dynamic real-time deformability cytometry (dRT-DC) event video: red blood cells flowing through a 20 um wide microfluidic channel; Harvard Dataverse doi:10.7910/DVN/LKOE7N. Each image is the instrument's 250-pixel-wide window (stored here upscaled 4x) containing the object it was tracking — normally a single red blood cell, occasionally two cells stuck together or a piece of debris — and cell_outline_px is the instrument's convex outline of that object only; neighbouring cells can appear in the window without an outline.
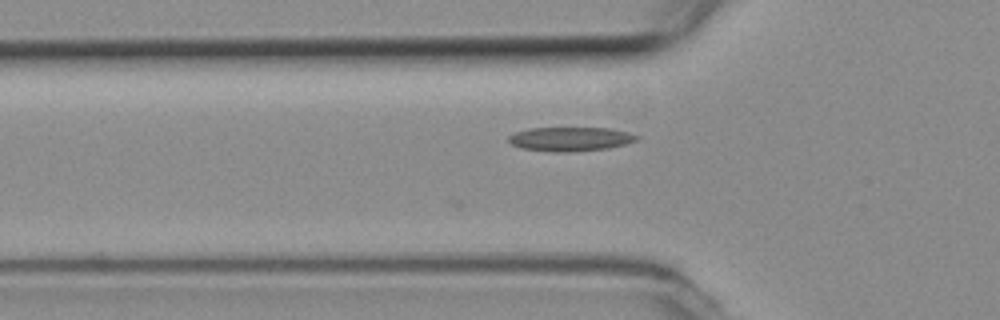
{"species": "common noctule bat (a hibernating species)", "species_latin": "Nyctalus noctula", "temperature_condition": "room temperature", "stored_images_in_passage": 34, "camera_frame_rate_fps": 3000, "um_per_image_px": 0.085, "animal": {"sex": "female", "body_mass_g": 19.3, "forearm_length_mm": 54.1}, "frame": {"image": 1, "passage_image": 4, "time_ms": 1.0, "image_size_px": [1000, 320], "cell_outline_px": [[640, 140], [608, 148], [568, 152], [552, 152], [520, 148], [512, 144], [508, 140], [508, 136], [516, 132], [528, 128], [608, 128], [628, 132], [640, 136]], "centroid_in_image_um": [48.48, 11.82], "position_along_channel_um": 77.3, "area_um2": 18.03}}
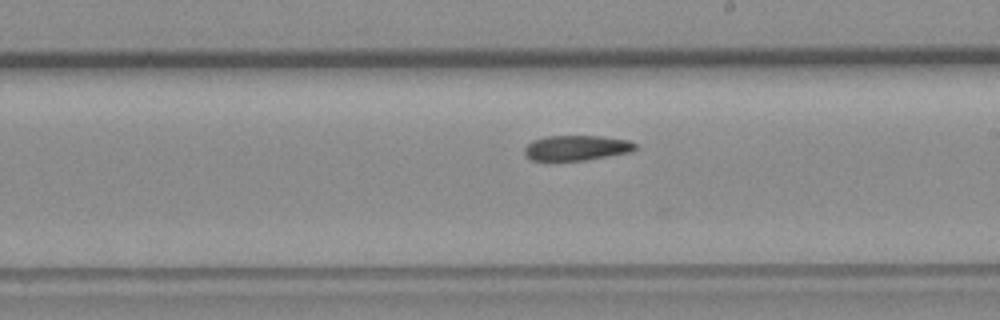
{"frame": {"image": 2, "passage_image": 17, "time_ms": 5.333, "image_size_px": [1000, 320], "cell_outline_px": [[640, 148], [632, 152], [588, 160], [532, 160], [524, 156], [524, 148], [532, 140], [548, 136], [600, 136], [628, 140], [636, 144]], "centroid_in_image_um": [49.04, 12.57], "position_along_channel_um": 240.0, "area_um2": 16.42}}
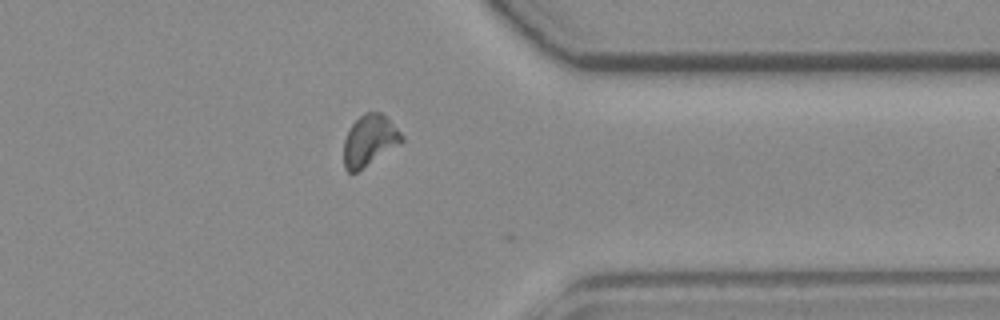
{"frame": {"image": 3, "passage_image": 29, "time_ms": 9.333, "image_size_px": [1000, 320], "cell_outline_px": [[404, 140], [400, 144], [356, 172], [348, 172], [344, 168], [344, 140], [352, 124], [364, 112], [380, 112], [404, 136]], "centroid_in_image_um": [31.39, 11.95], "position_along_channel_um": 380.0, "area_um2": 16.88}}